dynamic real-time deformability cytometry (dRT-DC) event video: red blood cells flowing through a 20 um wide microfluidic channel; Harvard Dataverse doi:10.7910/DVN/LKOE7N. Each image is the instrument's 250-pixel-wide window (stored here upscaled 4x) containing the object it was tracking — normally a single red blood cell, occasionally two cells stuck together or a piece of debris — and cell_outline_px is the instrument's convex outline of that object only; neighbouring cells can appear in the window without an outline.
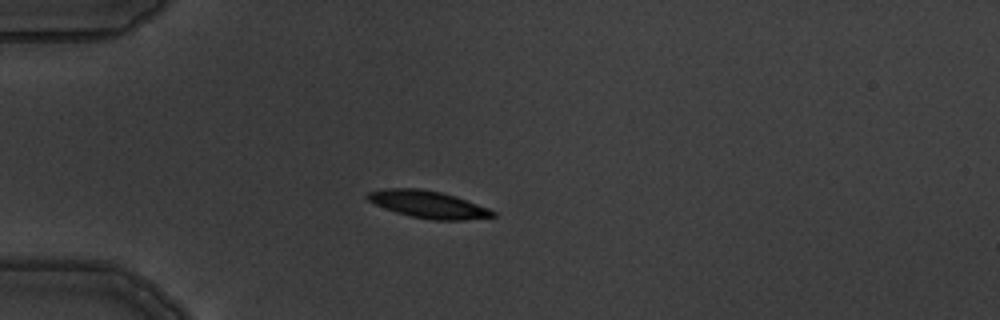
{"species": "common noctule bat (a hibernating species)", "species_latin": "Nyctalus noctula", "temperature_condition": "warm", "stored_images_in_passage": 6, "camera_frame_rate_fps": 3000, "um_per_image_px": 0.085, "animal": {"sex": "male", "body_mass_g": 19.5, "forearm_length_mm": 54.6}, "frame": {"image": 1, "passage_image": 3, "time_ms": 3.333, "image_size_px": [1000, 320], "cell_outline_px": [[496, 216], [464, 220], [432, 220], [412, 216], [396, 212], [384, 208], [368, 200], [364, 196], [368, 192], [384, 188], [420, 188], [440, 192], [456, 196], [488, 208], [496, 212]], "centroid_in_image_um": [36.38, 17.36], "position_along_channel_um": 48.6, "area_um2": 19.83}}